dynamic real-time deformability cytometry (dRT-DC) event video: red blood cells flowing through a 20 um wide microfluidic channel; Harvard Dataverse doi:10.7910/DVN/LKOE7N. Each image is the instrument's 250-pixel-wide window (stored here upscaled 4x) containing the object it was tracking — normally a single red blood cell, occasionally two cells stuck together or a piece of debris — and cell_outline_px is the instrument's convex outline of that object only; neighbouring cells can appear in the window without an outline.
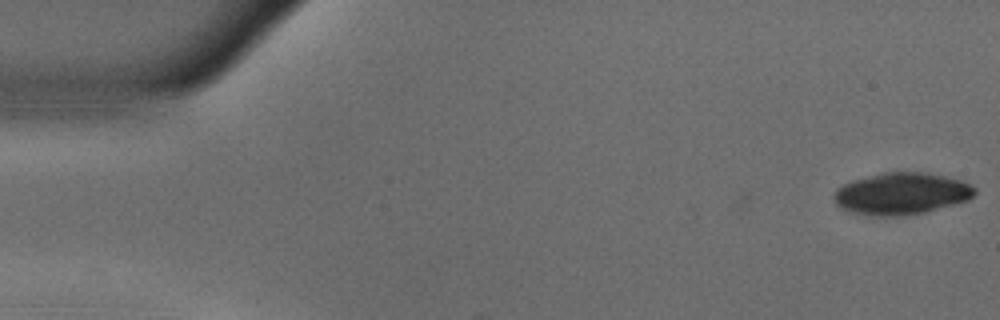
{"species": "common noctule bat (a hibernating species)", "species_latin": "Nyctalus noctula", "temperature_condition": "warm", "stored_images_in_passage": 40, "camera_frame_rate_fps": 3000, "um_per_image_px": 0.085, "animal": {"sex": "male", "body_mass_g": 18.8}, "frame": {"image": 1, "passage_image": 1, "time_ms": 0.0, "image_size_px": [1000, 320], "cell_outline_px": [[976, 192], [968, 200], [928, 212], [904, 216], [872, 216], [852, 212], [840, 208], [836, 204], [832, 196], [836, 188], [852, 180], [884, 172], [928, 172], [960, 180], [976, 188]], "centroid_in_image_um": [76.6, 16.47], "position_along_channel_um": 8.4, "area_um2": 34.62}}